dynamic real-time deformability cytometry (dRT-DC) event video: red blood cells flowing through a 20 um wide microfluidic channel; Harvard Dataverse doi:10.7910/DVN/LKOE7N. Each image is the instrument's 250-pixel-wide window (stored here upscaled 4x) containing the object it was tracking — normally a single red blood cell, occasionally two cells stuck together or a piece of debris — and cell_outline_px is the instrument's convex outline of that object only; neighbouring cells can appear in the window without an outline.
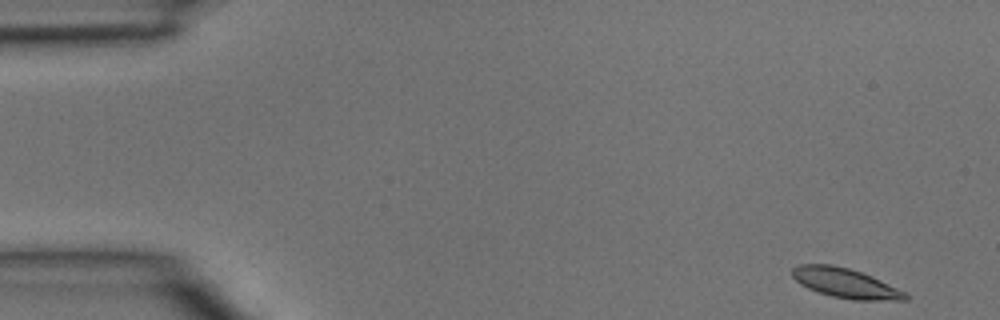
{"species": "common noctule bat (a hibernating species)", "species_latin": "Nyctalus noctula", "temperature_condition": "room temperature", "stored_images_in_passage": 3, "camera_frame_rate_fps": 3000, "um_per_image_px": 0.085, "animal": {"sex": "male", "body_mass_g": 15.6}, "frame": {"image": 1, "passage_image": 1, "time_ms": 0.0, "image_size_px": [1000, 320], "cell_outline_px": [[908, 300], [852, 300], [832, 296], [808, 288], [800, 284], [792, 276], [792, 268], [800, 264], [832, 264], [848, 268], [872, 276], [904, 292], [908, 296]], "centroid_in_image_um": [71.83, 24.06], "position_along_channel_um": 13.2, "area_um2": 19.31}}
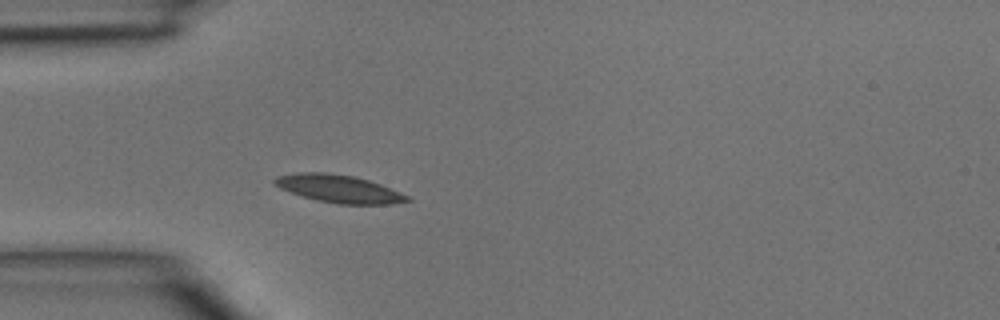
{"frame": {"image": 2, "passage_image": 3, "time_ms": 0.667, "image_size_px": [1000, 320], "cell_outline_px": [[412, 200], [392, 204], [340, 204], [316, 200], [280, 188], [272, 180], [276, 176], [296, 172], [328, 172], [352, 176], [368, 180], [380, 184], [408, 196]], "centroid_in_image_um": [28.79, 16.03], "position_along_channel_um": 56.2, "area_um2": 21.21}}